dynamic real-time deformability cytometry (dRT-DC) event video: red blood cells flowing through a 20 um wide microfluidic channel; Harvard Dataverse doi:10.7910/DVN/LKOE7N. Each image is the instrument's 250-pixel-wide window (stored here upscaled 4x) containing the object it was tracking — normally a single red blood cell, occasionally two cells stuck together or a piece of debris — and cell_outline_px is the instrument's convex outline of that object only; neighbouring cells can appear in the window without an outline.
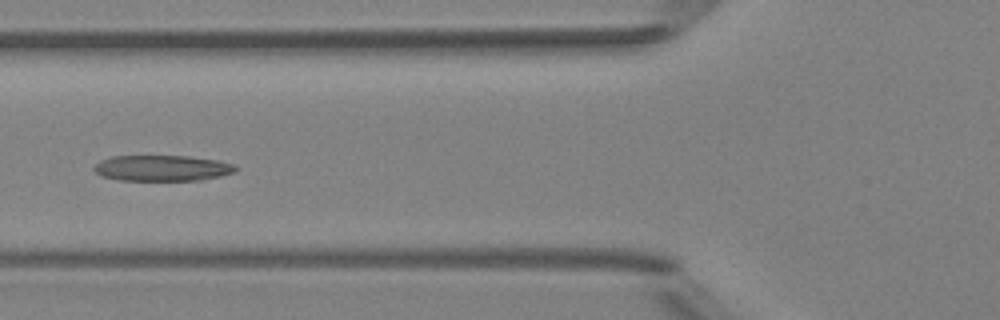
{"species": "Egyptian fruit bat (a non-hibernating species)", "species_latin": "Rousettus aegyptiacus", "temperature_condition": "room temperature", "stored_images_in_passage": 6, "camera_frame_rate_fps": 3000, "um_per_image_px": 0.085, "animal": {"sex": "female"}, "frame": {"image": 1, "passage_image": 5, "time_ms": 5.667, "image_size_px": [1000, 320], "cell_outline_px": [[236, 172], [220, 176], [200, 180], [116, 180], [100, 176], [92, 168], [100, 160], [112, 156], [188, 156], [216, 160], [236, 164]], "centroid_in_image_um": [13.77, 14.29], "position_along_channel_um": 112.0, "area_um2": 21.39}}
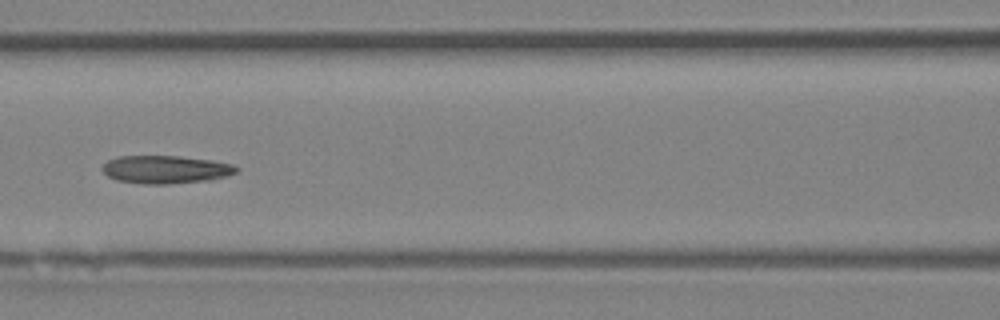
{"frame": {"image": 2, "passage_image": 6, "time_ms": 6.667, "image_size_px": [1000, 320], "cell_outline_px": [[240, 168], [236, 172], [212, 180], [168, 184], [144, 184], [116, 180], [108, 176], [100, 168], [108, 160], [120, 156], [180, 156], [212, 160], [232, 164]], "centroid_in_image_um": [14.08, 14.41], "position_along_channel_um": 152.5, "area_um2": 21.91}}